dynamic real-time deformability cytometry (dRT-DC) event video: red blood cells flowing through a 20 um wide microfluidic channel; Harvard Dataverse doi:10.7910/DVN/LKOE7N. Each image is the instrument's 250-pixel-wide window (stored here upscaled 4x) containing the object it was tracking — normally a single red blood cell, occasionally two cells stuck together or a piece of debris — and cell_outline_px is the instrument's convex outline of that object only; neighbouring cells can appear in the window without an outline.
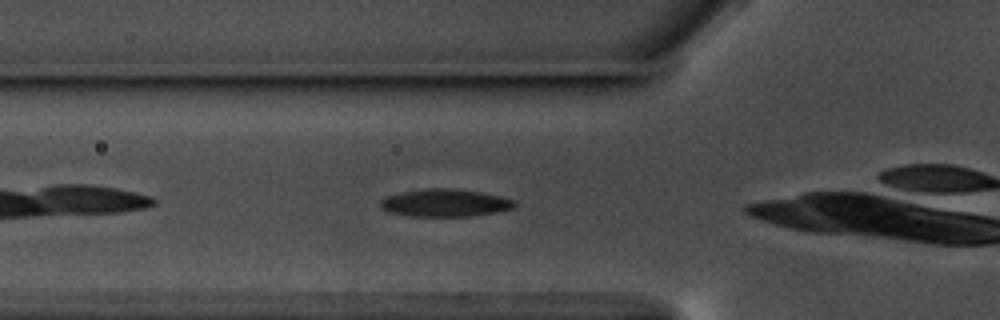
{"species": "common noctule bat (a hibernating species)", "species_latin": "Nyctalus noctula", "temperature_condition": "warm", "stored_images_in_passage": 41, "camera_frame_rate_fps": 3000, "um_per_image_px": 0.085, "animal": {"sex": "male", "body_mass_g": 17.5, "forearm_length_mm": 52.3}, "frame": {"image": 1, "passage_image": 3, "time_ms": 0.667, "image_size_px": [1000, 320], "cell_outline_px": [[516, 204], [512, 208], [496, 212], [472, 216], [412, 216], [388, 212], [380, 208], [380, 200], [388, 196], [404, 192], [428, 188], [456, 188], [480, 192], [500, 196], [516, 200]], "centroid_in_image_um": [37.84, 17.24], "position_along_channel_um": 88.0, "area_um2": 21.5}}
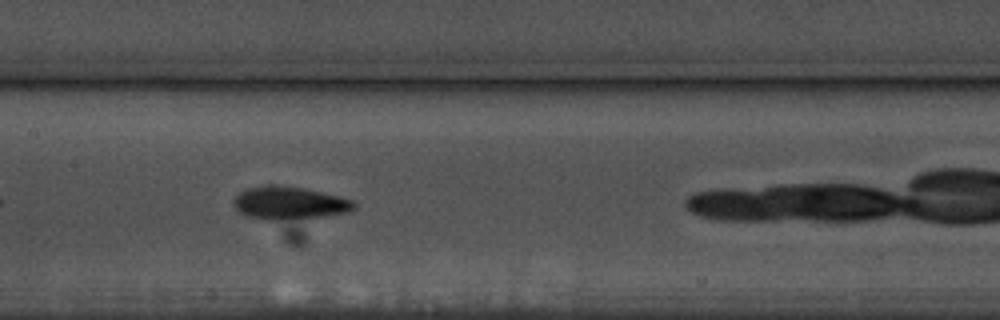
{"frame": {"image": 2, "passage_image": 11, "time_ms": 3.333, "image_size_px": [1000, 320], "cell_outline_px": [[356, 208], [344, 212], [324, 216], [272, 220], [268, 220], [248, 216], [240, 212], [232, 204], [232, 200], [240, 192], [248, 188], [268, 184], [272, 184], [304, 188], [352, 200], [356, 204]], "centroid_in_image_um": [24.54, 17.24], "position_along_channel_um": 182.9, "area_um2": 22.66}}
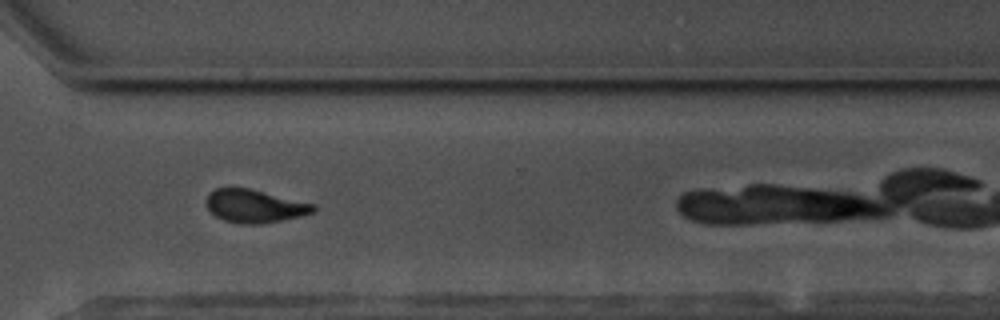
{"frame": {"image": 3, "passage_image": 25, "time_ms": 8.0, "image_size_px": [1000, 320], "cell_outline_px": [[316, 212], [300, 216], [264, 224], [240, 224], [224, 220], [216, 216], [208, 208], [204, 200], [208, 192], [216, 188], [248, 188], [316, 204]], "centroid_in_image_um": [21.64, 17.52], "position_along_channel_um": 349.0, "area_um2": 20.81}, "authors_computed_cell_mechanics": {"area_um2": 21.386, "velocity_mm_per_s": 3.5617, "shape_relaxation_time_tau1_ms": 3.696, "shape_relaxation_time_tau2_ms": 5.0947, "deformation_change_tau1": 0.132, "deformation_change_tau2": 0.1169}}